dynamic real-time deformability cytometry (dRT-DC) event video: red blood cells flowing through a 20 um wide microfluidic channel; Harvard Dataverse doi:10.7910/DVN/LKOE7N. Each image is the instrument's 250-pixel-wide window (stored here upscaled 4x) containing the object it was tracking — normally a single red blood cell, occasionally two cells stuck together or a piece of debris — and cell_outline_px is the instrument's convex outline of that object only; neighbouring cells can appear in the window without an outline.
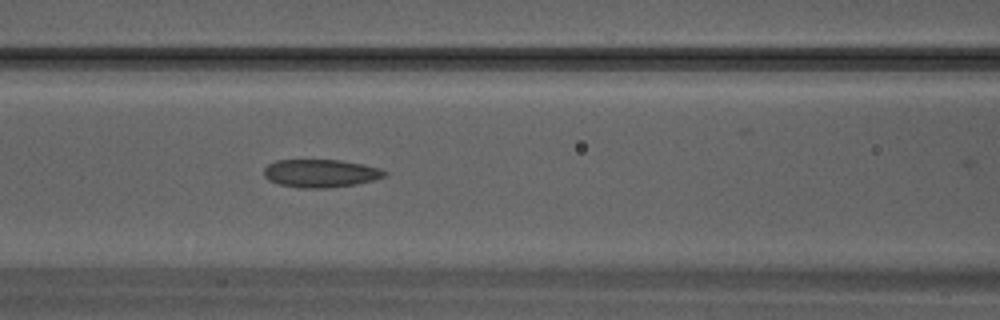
{"species": "Egyptian fruit bat (a non-hibernating species)", "species_latin": "Rousettus aegyptiacus", "temperature_condition": "warm", "stored_images_in_passage": 16, "camera_frame_rate_fps": 3000, "um_per_image_px": 0.085, "animal": {"sex": "male"}, "frame": {"image": 1, "passage_image": 13, "time_ms": 4.0, "image_size_px": [1000, 320], "cell_outline_px": [[388, 172], [384, 176], [372, 180], [356, 184], [324, 188], [300, 188], [280, 184], [268, 180], [264, 176], [264, 168], [268, 164], [276, 160], [340, 160], [364, 164], [380, 168]], "centroid_in_image_um": [27.24, 14.72], "position_along_channel_um": 139.4, "area_um2": 19.65}}